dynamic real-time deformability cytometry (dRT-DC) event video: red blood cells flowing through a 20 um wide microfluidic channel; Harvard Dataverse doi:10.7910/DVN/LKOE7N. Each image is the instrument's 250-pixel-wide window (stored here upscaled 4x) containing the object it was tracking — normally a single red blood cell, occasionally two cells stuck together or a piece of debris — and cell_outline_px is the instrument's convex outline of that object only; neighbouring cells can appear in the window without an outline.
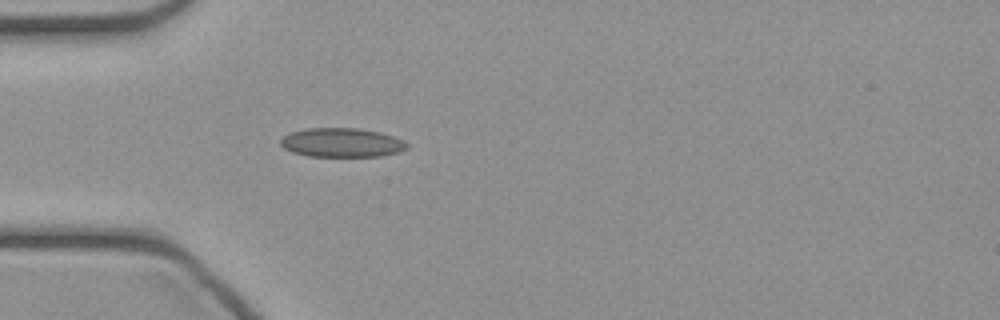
{"species": "common noctule bat (a hibernating species)", "species_latin": "Nyctalus noctula", "temperature_condition": "cold", "stored_images_in_passage": 34, "camera_frame_rate_fps": 3000, "um_per_image_px": 0.085, "animal": {"sex": "female", "body_mass_g": 21.9}, "frame": {"image": 1, "passage_image": 1, "time_ms": 0.0, "image_size_px": [1000, 320], "cell_outline_px": [[408, 148], [400, 152], [380, 156], [308, 156], [292, 152], [284, 148], [280, 144], [280, 140], [284, 136], [292, 132], [304, 128], [360, 128], [380, 132], [404, 140], [408, 144]], "centroid_in_image_um": [29.07, 12.12], "position_along_channel_um": 55.9, "area_um2": 21.5}}
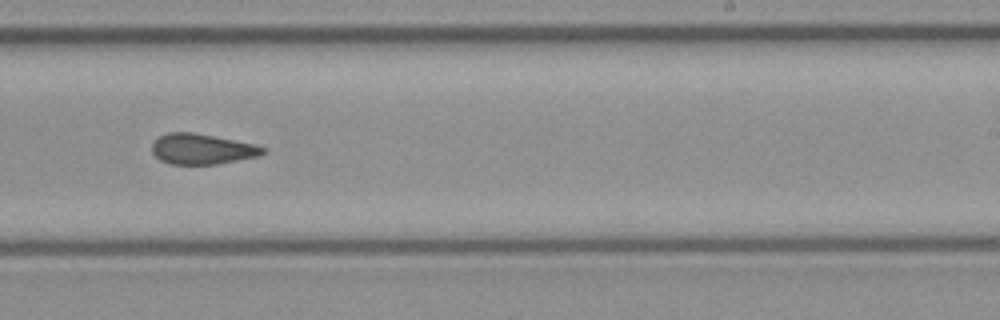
{"frame": {"image": 2, "passage_image": 16, "time_ms": 5.0, "image_size_px": [1000, 320], "cell_outline_px": [[268, 152], [260, 156], [216, 164], [172, 164], [160, 160], [152, 152], [152, 144], [160, 136], [168, 132], [192, 132], [256, 144], [268, 148]], "centroid_in_image_um": [17.23, 12.67], "position_along_channel_um": 271.8, "area_um2": 19.77}}
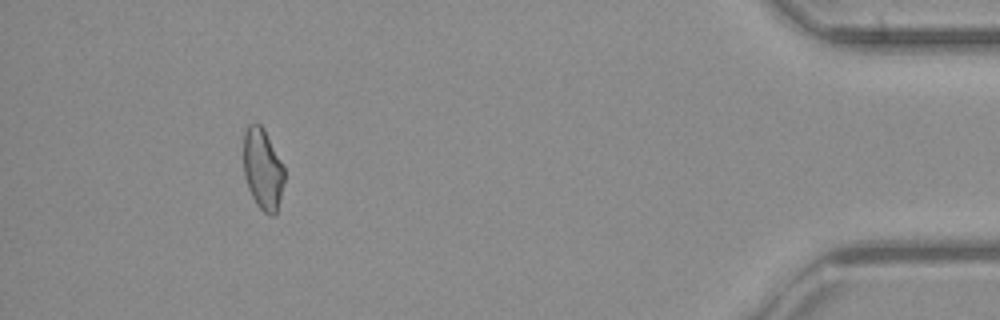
{"frame": {"image": 3, "passage_image": 30, "time_ms": 9.667, "image_size_px": [1000, 320], "cell_outline_px": [[284, 180], [276, 212], [272, 216], [268, 216], [256, 204], [248, 188], [244, 176], [244, 132], [248, 124], [260, 124], [264, 128], [284, 168]], "centroid_in_image_um": [22.31, 14.37], "position_along_channel_um": 412.9, "area_um2": 19.07}}